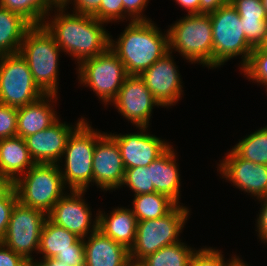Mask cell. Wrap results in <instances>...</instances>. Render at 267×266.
<instances>
[{
	"instance_id": "cell-1",
	"label": "cell",
	"mask_w": 267,
	"mask_h": 266,
	"mask_svg": "<svg viewBox=\"0 0 267 266\" xmlns=\"http://www.w3.org/2000/svg\"><path fill=\"white\" fill-rule=\"evenodd\" d=\"M54 12L53 18L51 13L47 15L43 25L52 34L62 52L73 57L78 65L109 48L110 34L105 30V22L91 15L65 12L60 4L56 6Z\"/></svg>"
},
{
	"instance_id": "cell-2",
	"label": "cell",
	"mask_w": 267,
	"mask_h": 266,
	"mask_svg": "<svg viewBox=\"0 0 267 266\" xmlns=\"http://www.w3.org/2000/svg\"><path fill=\"white\" fill-rule=\"evenodd\" d=\"M112 38L110 35L109 48L128 75H140L169 52L168 30L163 33L152 20L131 21L119 38Z\"/></svg>"
},
{
	"instance_id": "cell-3",
	"label": "cell",
	"mask_w": 267,
	"mask_h": 266,
	"mask_svg": "<svg viewBox=\"0 0 267 266\" xmlns=\"http://www.w3.org/2000/svg\"><path fill=\"white\" fill-rule=\"evenodd\" d=\"M20 54L26 59L35 84L44 94L58 93V63L62 50L44 25H32L25 33Z\"/></svg>"
},
{
	"instance_id": "cell-4",
	"label": "cell",
	"mask_w": 267,
	"mask_h": 266,
	"mask_svg": "<svg viewBox=\"0 0 267 266\" xmlns=\"http://www.w3.org/2000/svg\"><path fill=\"white\" fill-rule=\"evenodd\" d=\"M169 28L170 52L177 51L192 64L213 68V32L209 14H186Z\"/></svg>"
},
{
	"instance_id": "cell-5",
	"label": "cell",
	"mask_w": 267,
	"mask_h": 266,
	"mask_svg": "<svg viewBox=\"0 0 267 266\" xmlns=\"http://www.w3.org/2000/svg\"><path fill=\"white\" fill-rule=\"evenodd\" d=\"M104 133L95 131L85 119L68 138L63 153L64 168L60 166L65 185L71 190L87 191L93 182V155L97 140Z\"/></svg>"
},
{
	"instance_id": "cell-6",
	"label": "cell",
	"mask_w": 267,
	"mask_h": 266,
	"mask_svg": "<svg viewBox=\"0 0 267 266\" xmlns=\"http://www.w3.org/2000/svg\"><path fill=\"white\" fill-rule=\"evenodd\" d=\"M189 212L188 207L179 204L161 218L137 222L135 241L129 250L132 265L136 266L162 247L180 242L179 234L186 225Z\"/></svg>"
},
{
	"instance_id": "cell-7",
	"label": "cell",
	"mask_w": 267,
	"mask_h": 266,
	"mask_svg": "<svg viewBox=\"0 0 267 266\" xmlns=\"http://www.w3.org/2000/svg\"><path fill=\"white\" fill-rule=\"evenodd\" d=\"M67 188L59 164H35L14 182L18 201L48 214Z\"/></svg>"
},
{
	"instance_id": "cell-8",
	"label": "cell",
	"mask_w": 267,
	"mask_h": 266,
	"mask_svg": "<svg viewBox=\"0 0 267 266\" xmlns=\"http://www.w3.org/2000/svg\"><path fill=\"white\" fill-rule=\"evenodd\" d=\"M213 32V68L241 56L240 68L248 62L253 48L248 44L240 16L229 3L209 13Z\"/></svg>"
},
{
	"instance_id": "cell-9",
	"label": "cell",
	"mask_w": 267,
	"mask_h": 266,
	"mask_svg": "<svg viewBox=\"0 0 267 266\" xmlns=\"http://www.w3.org/2000/svg\"><path fill=\"white\" fill-rule=\"evenodd\" d=\"M77 66L79 83L89 86L105 106L111 105L128 76L124 64L110 48Z\"/></svg>"
},
{
	"instance_id": "cell-10",
	"label": "cell",
	"mask_w": 267,
	"mask_h": 266,
	"mask_svg": "<svg viewBox=\"0 0 267 266\" xmlns=\"http://www.w3.org/2000/svg\"><path fill=\"white\" fill-rule=\"evenodd\" d=\"M43 95L20 52L0 56V103L20 108Z\"/></svg>"
},
{
	"instance_id": "cell-11",
	"label": "cell",
	"mask_w": 267,
	"mask_h": 266,
	"mask_svg": "<svg viewBox=\"0 0 267 266\" xmlns=\"http://www.w3.org/2000/svg\"><path fill=\"white\" fill-rule=\"evenodd\" d=\"M47 214L17 201L12 209L7 231L1 243L34 263L33 251H39L41 231Z\"/></svg>"
},
{
	"instance_id": "cell-12",
	"label": "cell",
	"mask_w": 267,
	"mask_h": 266,
	"mask_svg": "<svg viewBox=\"0 0 267 266\" xmlns=\"http://www.w3.org/2000/svg\"><path fill=\"white\" fill-rule=\"evenodd\" d=\"M111 103L136 128L149 127L154 106H161L139 75H128Z\"/></svg>"
},
{
	"instance_id": "cell-13",
	"label": "cell",
	"mask_w": 267,
	"mask_h": 266,
	"mask_svg": "<svg viewBox=\"0 0 267 266\" xmlns=\"http://www.w3.org/2000/svg\"><path fill=\"white\" fill-rule=\"evenodd\" d=\"M85 192L87 191L71 190L70 193L62 196L47 214L51 222L81 239H85L88 234L98 229V216H95L94 221L91 219V208L83 199Z\"/></svg>"
},
{
	"instance_id": "cell-14",
	"label": "cell",
	"mask_w": 267,
	"mask_h": 266,
	"mask_svg": "<svg viewBox=\"0 0 267 266\" xmlns=\"http://www.w3.org/2000/svg\"><path fill=\"white\" fill-rule=\"evenodd\" d=\"M217 168L222 179L248 195L257 199L267 196V165L244 160L231 149Z\"/></svg>"
},
{
	"instance_id": "cell-15",
	"label": "cell",
	"mask_w": 267,
	"mask_h": 266,
	"mask_svg": "<svg viewBox=\"0 0 267 266\" xmlns=\"http://www.w3.org/2000/svg\"><path fill=\"white\" fill-rule=\"evenodd\" d=\"M139 76L161 107L168 108L182 97L181 75L170 51Z\"/></svg>"
},
{
	"instance_id": "cell-16",
	"label": "cell",
	"mask_w": 267,
	"mask_h": 266,
	"mask_svg": "<svg viewBox=\"0 0 267 266\" xmlns=\"http://www.w3.org/2000/svg\"><path fill=\"white\" fill-rule=\"evenodd\" d=\"M148 127H138L140 132L128 134L109 133L117 142L125 169L149 166L171 145L161 138L146 133Z\"/></svg>"
},
{
	"instance_id": "cell-17",
	"label": "cell",
	"mask_w": 267,
	"mask_h": 266,
	"mask_svg": "<svg viewBox=\"0 0 267 266\" xmlns=\"http://www.w3.org/2000/svg\"><path fill=\"white\" fill-rule=\"evenodd\" d=\"M93 183L103 191L120 189L125 168L119 146L107 132L97 140L93 155Z\"/></svg>"
},
{
	"instance_id": "cell-18",
	"label": "cell",
	"mask_w": 267,
	"mask_h": 266,
	"mask_svg": "<svg viewBox=\"0 0 267 266\" xmlns=\"http://www.w3.org/2000/svg\"><path fill=\"white\" fill-rule=\"evenodd\" d=\"M84 120L81 117L72 126L58 119L50 127L25 137L24 140L33 161L36 164H59L68 138Z\"/></svg>"
},
{
	"instance_id": "cell-19",
	"label": "cell",
	"mask_w": 267,
	"mask_h": 266,
	"mask_svg": "<svg viewBox=\"0 0 267 266\" xmlns=\"http://www.w3.org/2000/svg\"><path fill=\"white\" fill-rule=\"evenodd\" d=\"M86 238L83 239L85 266H133L129 250L100 230L97 229Z\"/></svg>"
},
{
	"instance_id": "cell-20",
	"label": "cell",
	"mask_w": 267,
	"mask_h": 266,
	"mask_svg": "<svg viewBox=\"0 0 267 266\" xmlns=\"http://www.w3.org/2000/svg\"><path fill=\"white\" fill-rule=\"evenodd\" d=\"M57 98V95L45 94L35 102L17 108V136L24 139L55 123L59 117L52 102Z\"/></svg>"
},
{
	"instance_id": "cell-21",
	"label": "cell",
	"mask_w": 267,
	"mask_h": 266,
	"mask_svg": "<svg viewBox=\"0 0 267 266\" xmlns=\"http://www.w3.org/2000/svg\"><path fill=\"white\" fill-rule=\"evenodd\" d=\"M172 145L149 166L151 181L154 185V192L167 195L177 205L179 202L180 194V171L179 165L176 162V150ZM180 196V197H179Z\"/></svg>"
},
{
	"instance_id": "cell-22",
	"label": "cell",
	"mask_w": 267,
	"mask_h": 266,
	"mask_svg": "<svg viewBox=\"0 0 267 266\" xmlns=\"http://www.w3.org/2000/svg\"><path fill=\"white\" fill-rule=\"evenodd\" d=\"M97 212L98 230L130 250L134 244L137 230V219L132 209L117 207L110 214H105L99 209Z\"/></svg>"
},
{
	"instance_id": "cell-23",
	"label": "cell",
	"mask_w": 267,
	"mask_h": 266,
	"mask_svg": "<svg viewBox=\"0 0 267 266\" xmlns=\"http://www.w3.org/2000/svg\"><path fill=\"white\" fill-rule=\"evenodd\" d=\"M35 164L22 137L0 139V174L2 176L15 182Z\"/></svg>"
},
{
	"instance_id": "cell-24",
	"label": "cell",
	"mask_w": 267,
	"mask_h": 266,
	"mask_svg": "<svg viewBox=\"0 0 267 266\" xmlns=\"http://www.w3.org/2000/svg\"><path fill=\"white\" fill-rule=\"evenodd\" d=\"M66 250H84V240L47 218L41 231L38 253L43 259L40 260L55 258Z\"/></svg>"
},
{
	"instance_id": "cell-25",
	"label": "cell",
	"mask_w": 267,
	"mask_h": 266,
	"mask_svg": "<svg viewBox=\"0 0 267 266\" xmlns=\"http://www.w3.org/2000/svg\"><path fill=\"white\" fill-rule=\"evenodd\" d=\"M31 26L22 15L0 7V56L18 53Z\"/></svg>"
},
{
	"instance_id": "cell-26",
	"label": "cell",
	"mask_w": 267,
	"mask_h": 266,
	"mask_svg": "<svg viewBox=\"0 0 267 266\" xmlns=\"http://www.w3.org/2000/svg\"><path fill=\"white\" fill-rule=\"evenodd\" d=\"M132 204L137 222L161 218L177 205L167 195L157 192L134 195Z\"/></svg>"
},
{
	"instance_id": "cell-27",
	"label": "cell",
	"mask_w": 267,
	"mask_h": 266,
	"mask_svg": "<svg viewBox=\"0 0 267 266\" xmlns=\"http://www.w3.org/2000/svg\"><path fill=\"white\" fill-rule=\"evenodd\" d=\"M195 251L196 249L180 241L147 255L136 266H188Z\"/></svg>"
},
{
	"instance_id": "cell-28",
	"label": "cell",
	"mask_w": 267,
	"mask_h": 266,
	"mask_svg": "<svg viewBox=\"0 0 267 266\" xmlns=\"http://www.w3.org/2000/svg\"><path fill=\"white\" fill-rule=\"evenodd\" d=\"M58 4L56 0H0V7L22 15L32 25H43Z\"/></svg>"
},
{
	"instance_id": "cell-29",
	"label": "cell",
	"mask_w": 267,
	"mask_h": 266,
	"mask_svg": "<svg viewBox=\"0 0 267 266\" xmlns=\"http://www.w3.org/2000/svg\"><path fill=\"white\" fill-rule=\"evenodd\" d=\"M232 150L244 160L267 165V126L239 140Z\"/></svg>"
},
{
	"instance_id": "cell-30",
	"label": "cell",
	"mask_w": 267,
	"mask_h": 266,
	"mask_svg": "<svg viewBox=\"0 0 267 266\" xmlns=\"http://www.w3.org/2000/svg\"><path fill=\"white\" fill-rule=\"evenodd\" d=\"M240 70L249 80L259 85L264 84L267 88V50L254 48L247 64Z\"/></svg>"
},
{
	"instance_id": "cell-31",
	"label": "cell",
	"mask_w": 267,
	"mask_h": 266,
	"mask_svg": "<svg viewBox=\"0 0 267 266\" xmlns=\"http://www.w3.org/2000/svg\"><path fill=\"white\" fill-rule=\"evenodd\" d=\"M122 185H126L129 190L134 192V195L154 192V185L151 181L150 169H148V166L125 169Z\"/></svg>"
},
{
	"instance_id": "cell-32",
	"label": "cell",
	"mask_w": 267,
	"mask_h": 266,
	"mask_svg": "<svg viewBox=\"0 0 267 266\" xmlns=\"http://www.w3.org/2000/svg\"><path fill=\"white\" fill-rule=\"evenodd\" d=\"M212 247L196 250L189 261L188 266H233L240 258L237 255L224 261L223 252Z\"/></svg>"
},
{
	"instance_id": "cell-33",
	"label": "cell",
	"mask_w": 267,
	"mask_h": 266,
	"mask_svg": "<svg viewBox=\"0 0 267 266\" xmlns=\"http://www.w3.org/2000/svg\"><path fill=\"white\" fill-rule=\"evenodd\" d=\"M248 44L254 49L260 47L266 37L267 19L240 18Z\"/></svg>"
},
{
	"instance_id": "cell-34",
	"label": "cell",
	"mask_w": 267,
	"mask_h": 266,
	"mask_svg": "<svg viewBox=\"0 0 267 266\" xmlns=\"http://www.w3.org/2000/svg\"><path fill=\"white\" fill-rule=\"evenodd\" d=\"M93 16L105 23L124 21L122 0H102L99 10Z\"/></svg>"
},
{
	"instance_id": "cell-35",
	"label": "cell",
	"mask_w": 267,
	"mask_h": 266,
	"mask_svg": "<svg viewBox=\"0 0 267 266\" xmlns=\"http://www.w3.org/2000/svg\"><path fill=\"white\" fill-rule=\"evenodd\" d=\"M17 108L0 103V139L17 136Z\"/></svg>"
},
{
	"instance_id": "cell-36",
	"label": "cell",
	"mask_w": 267,
	"mask_h": 266,
	"mask_svg": "<svg viewBox=\"0 0 267 266\" xmlns=\"http://www.w3.org/2000/svg\"><path fill=\"white\" fill-rule=\"evenodd\" d=\"M240 18L267 19L261 0H230Z\"/></svg>"
},
{
	"instance_id": "cell-37",
	"label": "cell",
	"mask_w": 267,
	"mask_h": 266,
	"mask_svg": "<svg viewBox=\"0 0 267 266\" xmlns=\"http://www.w3.org/2000/svg\"><path fill=\"white\" fill-rule=\"evenodd\" d=\"M17 201L18 198L15 189H13L3 200L0 201V242L6 234L10 215Z\"/></svg>"
},
{
	"instance_id": "cell-38",
	"label": "cell",
	"mask_w": 267,
	"mask_h": 266,
	"mask_svg": "<svg viewBox=\"0 0 267 266\" xmlns=\"http://www.w3.org/2000/svg\"><path fill=\"white\" fill-rule=\"evenodd\" d=\"M122 2L124 9V19H126V21L127 18H130V22L151 20V18L145 17L142 12L149 3V0H122Z\"/></svg>"
},
{
	"instance_id": "cell-39",
	"label": "cell",
	"mask_w": 267,
	"mask_h": 266,
	"mask_svg": "<svg viewBox=\"0 0 267 266\" xmlns=\"http://www.w3.org/2000/svg\"><path fill=\"white\" fill-rule=\"evenodd\" d=\"M101 1L102 0H62L59 4L65 10H68L66 7H69V4L72 2V4L74 3L73 13L93 16L99 10Z\"/></svg>"
},
{
	"instance_id": "cell-40",
	"label": "cell",
	"mask_w": 267,
	"mask_h": 266,
	"mask_svg": "<svg viewBox=\"0 0 267 266\" xmlns=\"http://www.w3.org/2000/svg\"><path fill=\"white\" fill-rule=\"evenodd\" d=\"M0 266H32V264L0 242Z\"/></svg>"
},
{
	"instance_id": "cell-41",
	"label": "cell",
	"mask_w": 267,
	"mask_h": 266,
	"mask_svg": "<svg viewBox=\"0 0 267 266\" xmlns=\"http://www.w3.org/2000/svg\"><path fill=\"white\" fill-rule=\"evenodd\" d=\"M55 259L65 262L70 266H85L84 250H66L60 252Z\"/></svg>"
},
{
	"instance_id": "cell-42",
	"label": "cell",
	"mask_w": 267,
	"mask_h": 266,
	"mask_svg": "<svg viewBox=\"0 0 267 266\" xmlns=\"http://www.w3.org/2000/svg\"><path fill=\"white\" fill-rule=\"evenodd\" d=\"M258 201L261 202L262 208H260V212L258 213L257 217V232H258V237L263 243H267V196L258 199ZM263 202V203H262Z\"/></svg>"
},
{
	"instance_id": "cell-43",
	"label": "cell",
	"mask_w": 267,
	"mask_h": 266,
	"mask_svg": "<svg viewBox=\"0 0 267 266\" xmlns=\"http://www.w3.org/2000/svg\"><path fill=\"white\" fill-rule=\"evenodd\" d=\"M229 2L230 0H200V13H212Z\"/></svg>"
},
{
	"instance_id": "cell-44",
	"label": "cell",
	"mask_w": 267,
	"mask_h": 266,
	"mask_svg": "<svg viewBox=\"0 0 267 266\" xmlns=\"http://www.w3.org/2000/svg\"><path fill=\"white\" fill-rule=\"evenodd\" d=\"M175 2L186 9L187 14H200V0H175Z\"/></svg>"
},
{
	"instance_id": "cell-45",
	"label": "cell",
	"mask_w": 267,
	"mask_h": 266,
	"mask_svg": "<svg viewBox=\"0 0 267 266\" xmlns=\"http://www.w3.org/2000/svg\"><path fill=\"white\" fill-rule=\"evenodd\" d=\"M14 189V182L0 174V201Z\"/></svg>"
},
{
	"instance_id": "cell-46",
	"label": "cell",
	"mask_w": 267,
	"mask_h": 266,
	"mask_svg": "<svg viewBox=\"0 0 267 266\" xmlns=\"http://www.w3.org/2000/svg\"><path fill=\"white\" fill-rule=\"evenodd\" d=\"M40 261V262H39ZM35 260L32 266H70L65 262L59 261L55 258L45 259V260Z\"/></svg>"
},
{
	"instance_id": "cell-47",
	"label": "cell",
	"mask_w": 267,
	"mask_h": 266,
	"mask_svg": "<svg viewBox=\"0 0 267 266\" xmlns=\"http://www.w3.org/2000/svg\"><path fill=\"white\" fill-rule=\"evenodd\" d=\"M233 266H249L242 259H239Z\"/></svg>"
},
{
	"instance_id": "cell-48",
	"label": "cell",
	"mask_w": 267,
	"mask_h": 266,
	"mask_svg": "<svg viewBox=\"0 0 267 266\" xmlns=\"http://www.w3.org/2000/svg\"><path fill=\"white\" fill-rule=\"evenodd\" d=\"M260 47H261L262 49L267 50V32H266L265 40H264L263 44H262Z\"/></svg>"
},
{
	"instance_id": "cell-49",
	"label": "cell",
	"mask_w": 267,
	"mask_h": 266,
	"mask_svg": "<svg viewBox=\"0 0 267 266\" xmlns=\"http://www.w3.org/2000/svg\"><path fill=\"white\" fill-rule=\"evenodd\" d=\"M261 1H262V4H263V7L265 9L266 15H267V0H261Z\"/></svg>"
}]
</instances>
